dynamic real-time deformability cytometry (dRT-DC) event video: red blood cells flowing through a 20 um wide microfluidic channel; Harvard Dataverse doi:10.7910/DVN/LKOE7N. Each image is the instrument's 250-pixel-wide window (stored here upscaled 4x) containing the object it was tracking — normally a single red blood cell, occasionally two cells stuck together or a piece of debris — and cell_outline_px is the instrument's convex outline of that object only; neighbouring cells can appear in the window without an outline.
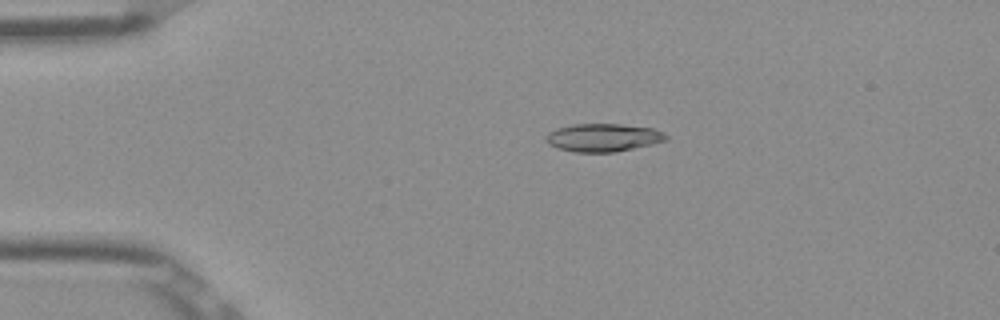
{"species": "Egyptian fruit bat (a non-hibernating species)", "species_latin": "Rousettus aegyptiacus", "temperature_condition": "room temperature", "stored_images_in_passage": 52, "camera_frame_rate_fps": 3000, "um_per_image_px": 0.085, "frame": {"image": 1, "passage_image": 11, "time_ms": 3.333, "image_size_px": [1000, 320], "cell_outline_px": [[668, 140], [652, 144], [616, 152], [572, 152], [556, 148], [548, 144], [544, 140], [544, 136], [548, 132], [556, 128], [572, 124], [620, 124], [652, 128], [664, 132], [668, 136]], "centroid_in_image_um": [51.23, 11.7], "position_along_channel_um": 33.8, "area_um2": 19.88}}
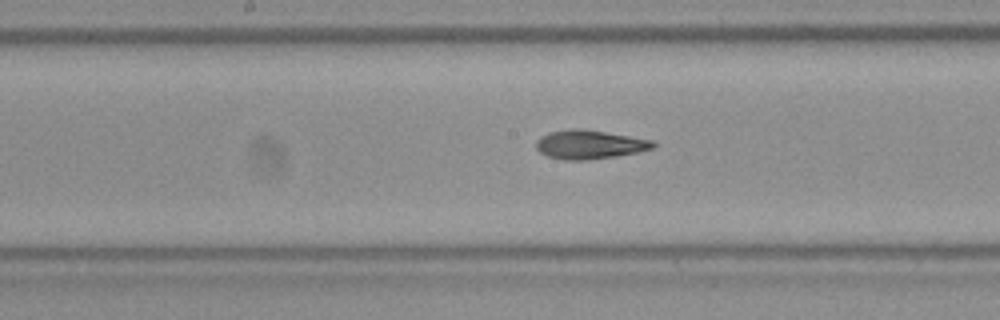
{"frame": {"image": 2, "passage_image": 27, "time_ms": 8.667, "image_size_px": [1000, 320], "cell_outline_px": [[656, 144], [652, 148], [636, 152], [616, 156], [584, 160], [564, 160], [548, 156], [540, 152], [536, 148], [536, 140], [540, 136], [548, 132], [572, 128], [580, 128], [656, 140]], "centroid_in_image_um": [50.09, 12.27], "position_along_channel_um": 198.1, "area_um2": 19.71}}
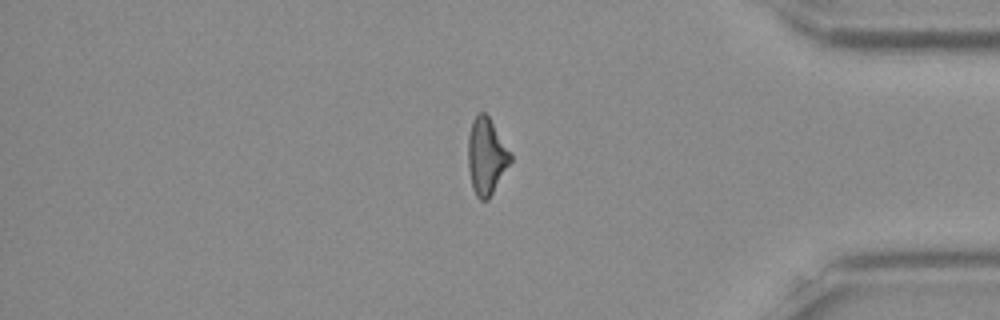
{"frame": {"image": 3, "passage_image": 44, "time_ms": 14.333, "image_size_px": [1000, 320], "cell_outline_px": [[512, 160], [488, 200], [480, 200], [476, 196], [472, 188], [468, 168], [468, 136], [472, 120], [480, 112], [484, 112], [488, 116], [512, 152]], "centroid_in_image_um": [41.34, 13.29], "position_along_channel_um": 393.9, "area_um2": 19.02}, "authors_computed_cell_mechanics": {"area_um2": 19.5075, "velocity_mm_per_s": 3.915, "shape_relaxation_time_tau1_ms": null, "shape_relaxation_time_tau2_ms": 2.9532, "deformation_change_tau1": null, "deformation_change_tau2": 0.1128}}